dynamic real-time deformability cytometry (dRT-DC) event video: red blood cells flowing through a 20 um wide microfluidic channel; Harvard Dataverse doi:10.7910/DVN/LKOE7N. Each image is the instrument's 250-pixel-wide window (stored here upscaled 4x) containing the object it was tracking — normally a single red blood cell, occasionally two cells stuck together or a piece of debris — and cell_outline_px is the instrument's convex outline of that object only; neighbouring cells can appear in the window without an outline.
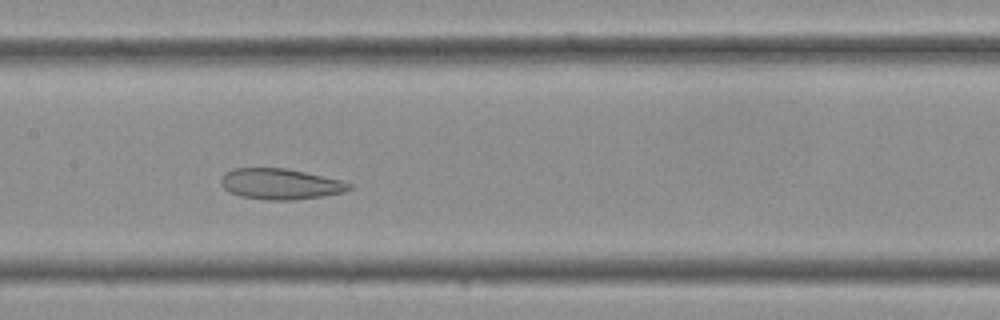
{"species": "Egyptian fruit bat (a non-hibernating species)", "species_latin": "Rousettus aegyptiacus", "temperature_condition": "cold", "stored_images_in_passage": 35, "camera_frame_rate_fps": 3000, "um_per_image_px": 0.085, "frame": {"image": 1, "passage_image": 16, "time_ms": 5.0, "image_size_px": [1000, 320], "cell_outline_px": [[352, 188], [344, 192], [324, 196], [292, 200], [264, 200], [240, 196], [228, 192], [220, 184], [220, 176], [224, 172], [232, 168], [284, 168], [344, 180], [352, 184]], "centroid_in_image_um": [23.81, 15.64], "position_along_channel_um": 183.6, "area_um2": 23.35}}
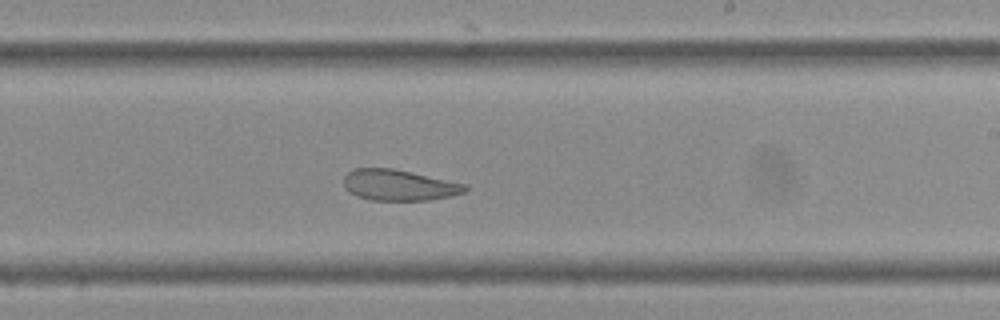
{"frame": {"image": 2, "passage_image": 20, "time_ms": 6.333, "image_size_px": [1000, 320], "cell_outline_px": [[468, 188], [464, 192], [448, 196], [428, 200], [372, 200], [356, 196], [348, 192], [344, 188], [344, 176], [352, 168], [392, 168], [412, 172], [468, 184]], "centroid_in_image_um": [33.88, 15.73], "position_along_channel_um": 255.1, "area_um2": 21.96}}
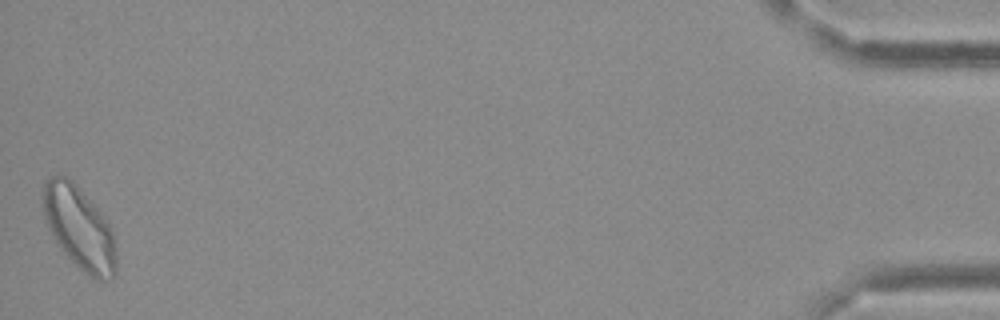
{"frame": {"image": 3, "passage_image": 35, "time_ms": 11.333, "image_size_px": [1000, 320], "cell_outline_px": [[116, 272], [112, 280], [92, 280], [56, 244], [44, 220], [40, 204], [40, 196], [44, 180], [52, 176], [64, 176], [72, 180], [100, 212], [112, 228], [116, 248]], "centroid_in_image_um": [6.7, 19.37], "position_along_channel_um": 428.5, "area_um2": 35.95}}